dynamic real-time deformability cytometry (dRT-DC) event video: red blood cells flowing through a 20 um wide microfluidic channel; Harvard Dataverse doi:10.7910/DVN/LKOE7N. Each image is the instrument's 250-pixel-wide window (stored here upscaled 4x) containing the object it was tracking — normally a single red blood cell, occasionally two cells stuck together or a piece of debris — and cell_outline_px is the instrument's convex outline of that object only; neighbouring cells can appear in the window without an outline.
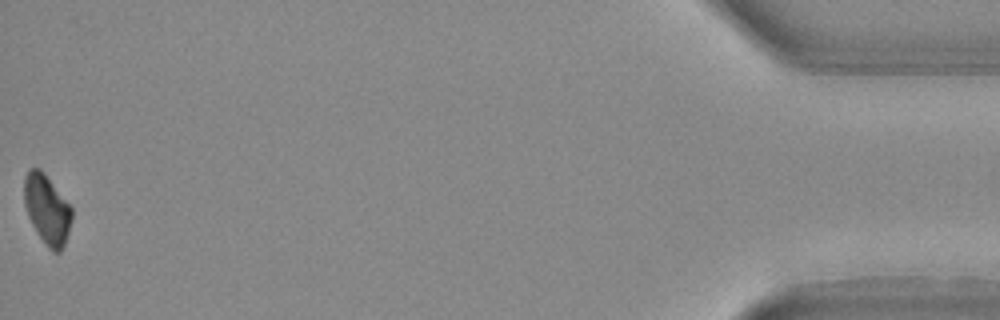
{"species": "Egyptian fruit bat (a non-hibernating species)", "species_latin": "Rousettus aegyptiacus", "temperature_condition": "warm", "stored_images_in_passage": 28, "camera_frame_rate_fps": 3000, "um_per_image_px": 0.085, "animal": {"sex": "female"}, "frame": {"image": 1, "passage_image": 28, "time_ms": 9.0, "image_size_px": [1000, 320], "cell_outline_px": [[72, 220], [64, 244], [60, 252], [52, 252], [48, 248], [32, 224], [28, 216], [24, 204], [24, 176], [32, 168], [40, 168], [44, 172], [72, 208]], "centroid_in_image_um": [3.99, 17.79], "position_along_channel_um": 431.2, "area_um2": 19.07}}